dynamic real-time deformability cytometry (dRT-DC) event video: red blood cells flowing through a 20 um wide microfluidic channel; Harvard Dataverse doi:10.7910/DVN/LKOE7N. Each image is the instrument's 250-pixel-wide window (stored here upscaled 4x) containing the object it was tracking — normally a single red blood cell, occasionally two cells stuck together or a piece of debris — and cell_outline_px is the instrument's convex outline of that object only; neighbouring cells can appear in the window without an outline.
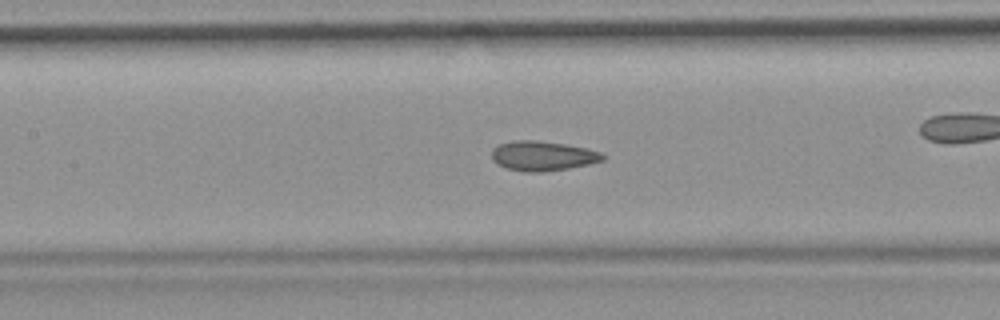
{"species": "common noctule bat (a hibernating species)", "species_latin": "Nyctalus noctula", "temperature_condition": "room temperature", "stored_images_in_passage": 54, "camera_frame_rate_fps": 3000, "um_per_image_px": 0.085, "animal": {"sex": "female", "body_mass_g": 19.9}, "frame": {"image": 1, "passage_image": 24, "time_ms": 7.667, "image_size_px": [1000, 320], "cell_outline_px": [[608, 156], [604, 160], [588, 164], [568, 168], [544, 172], [524, 172], [508, 168], [492, 160], [492, 148], [500, 144], [512, 140], [540, 140], [564, 144], [584, 148], [600, 152]], "centroid_in_image_um": [46.13, 13.24], "position_along_channel_um": 161.3, "area_um2": 19.19}, "authors_computed_cell_mechanics": {"area_um2": 19.4786, "velocity_mm_per_s": 3.7502, "shape_relaxation_time_tau1_ms": null, "shape_relaxation_time_tau2_ms": 1.4939, "deformation_change_tau1": null, "deformation_change_tau2": 0.0772}}